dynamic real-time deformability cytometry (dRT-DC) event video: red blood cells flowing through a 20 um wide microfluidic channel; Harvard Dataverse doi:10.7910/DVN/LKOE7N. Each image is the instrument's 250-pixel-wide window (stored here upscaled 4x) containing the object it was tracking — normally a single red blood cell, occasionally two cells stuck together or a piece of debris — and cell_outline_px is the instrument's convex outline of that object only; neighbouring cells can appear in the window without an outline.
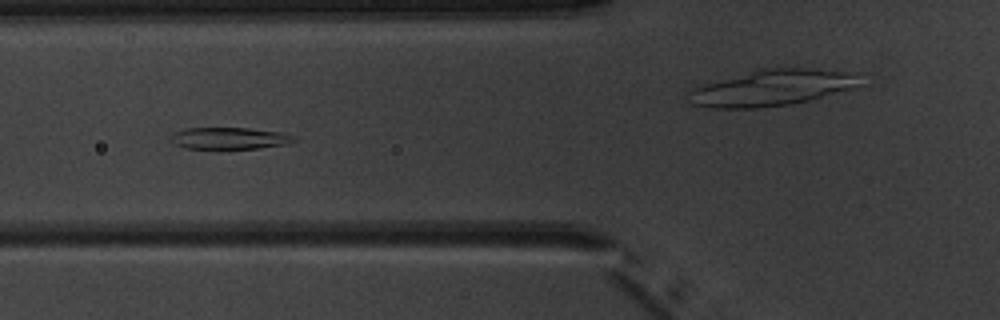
{"species": "common noctule bat (a hibernating species)", "species_latin": "Nyctalus noctula", "temperature_condition": "warm", "stored_images_in_passage": 7, "camera_frame_rate_fps": 3000, "um_per_image_px": 0.085, "animal": {"sex": "male", "body_mass_g": 20.1, "forearm_length_mm": 53.5}, "frame": {"image": 1, "passage_image": 6, "time_ms": 6.0, "image_size_px": [1000, 320], "cell_outline_px": [[296, 140], [284, 144], [260, 148], [216, 152], [184, 148], [172, 144], [168, 136], [172, 132], [184, 128], [248, 128], [284, 132], [296, 136]], "centroid_in_image_um": [19.39, 11.8], "position_along_channel_um": 106.4, "area_um2": 16.94}}